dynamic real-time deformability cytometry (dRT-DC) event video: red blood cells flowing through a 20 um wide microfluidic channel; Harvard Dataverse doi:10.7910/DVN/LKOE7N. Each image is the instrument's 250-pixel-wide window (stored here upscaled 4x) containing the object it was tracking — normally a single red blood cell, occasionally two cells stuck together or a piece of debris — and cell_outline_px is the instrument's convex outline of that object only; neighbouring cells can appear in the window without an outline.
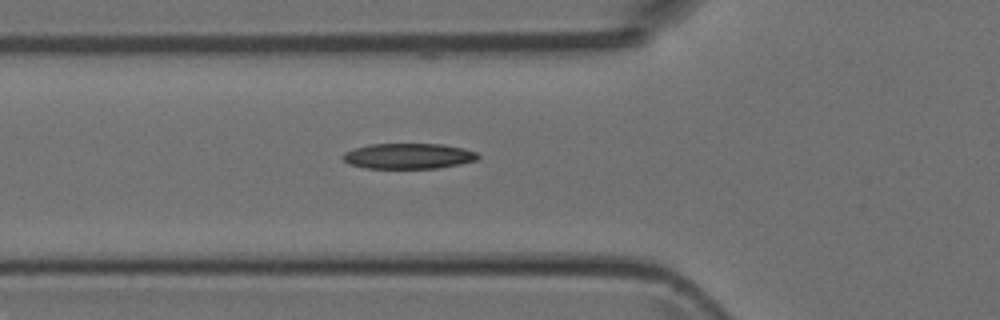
{"species": "Egyptian fruit bat (a non-hibernating species)", "species_latin": "Rousettus aegyptiacus", "temperature_condition": "room temperature", "stored_images_in_passage": 6, "camera_frame_rate_fps": 3000, "um_per_image_px": 0.085, "animal": {"sex": "female"}, "frame": {"image": 1, "passage_image": 6, "time_ms": 6.0, "image_size_px": [1000, 320], "cell_outline_px": [[480, 156], [476, 160], [460, 164], [436, 168], [364, 168], [348, 164], [340, 156], [344, 152], [368, 144], [444, 144], [464, 148], [476, 152]], "centroid_in_image_um": [34.7, 13.26], "position_along_channel_um": 91.1, "area_um2": 20.17}}